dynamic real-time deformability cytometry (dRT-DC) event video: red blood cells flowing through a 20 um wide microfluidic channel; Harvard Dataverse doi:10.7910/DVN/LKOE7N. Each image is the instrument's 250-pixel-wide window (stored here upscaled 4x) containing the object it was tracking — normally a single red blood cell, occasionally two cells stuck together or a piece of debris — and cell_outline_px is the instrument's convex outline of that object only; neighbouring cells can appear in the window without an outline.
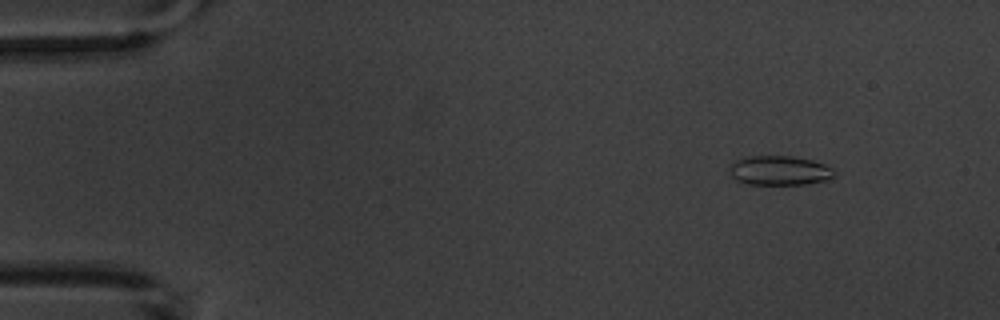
{"species": "common noctule bat (a hibernating species)", "species_latin": "Nyctalus noctula", "temperature_condition": "warm", "stored_images_in_passage": 4, "camera_frame_rate_fps": 3000, "um_per_image_px": 0.085, "animal": {"sex": "male", "body_mass_g": 20.1, "forearm_length_mm": 53.5}, "frame": {"image": 1, "passage_image": 2, "time_ms": 1.333, "image_size_px": [1000, 320], "cell_outline_px": [[836, 176], [828, 180], [808, 184], [740, 184], [732, 176], [728, 164], [736, 160], [748, 156], [792, 156], [812, 160], [824, 164], [832, 168]], "centroid_in_image_um": [66.24, 14.5], "position_along_channel_um": 18.8, "area_um2": 18.21}}